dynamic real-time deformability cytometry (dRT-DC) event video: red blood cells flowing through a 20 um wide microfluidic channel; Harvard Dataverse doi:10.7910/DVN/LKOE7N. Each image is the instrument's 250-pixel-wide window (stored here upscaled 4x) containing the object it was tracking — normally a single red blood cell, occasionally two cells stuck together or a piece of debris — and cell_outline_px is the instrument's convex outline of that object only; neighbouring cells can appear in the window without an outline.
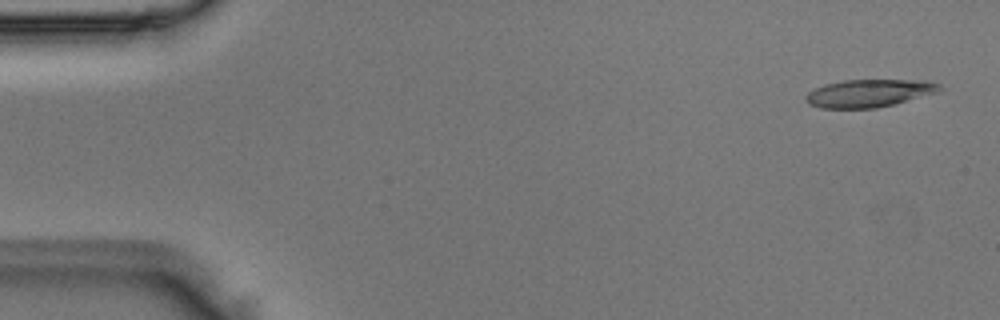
{"species": "Egyptian fruit bat (a non-hibernating species)", "species_latin": "Rousettus aegyptiacus", "temperature_condition": "room temperature", "stored_images_in_passage": 49, "camera_frame_rate_fps": 3000, "um_per_image_px": 0.085, "animal": {"sex": "male"}, "frame": {"image": 1, "passage_image": 2, "time_ms": 0.333, "image_size_px": [1000, 320], "cell_outline_px": [[944, 88], [940, 92], [876, 108], [820, 108], [808, 104], [804, 100], [804, 96], [808, 92], [824, 84], [844, 80], [928, 80], [940, 84]], "centroid_in_image_um": [73.88, 7.91], "position_along_channel_um": 11.1, "area_um2": 21.79}}
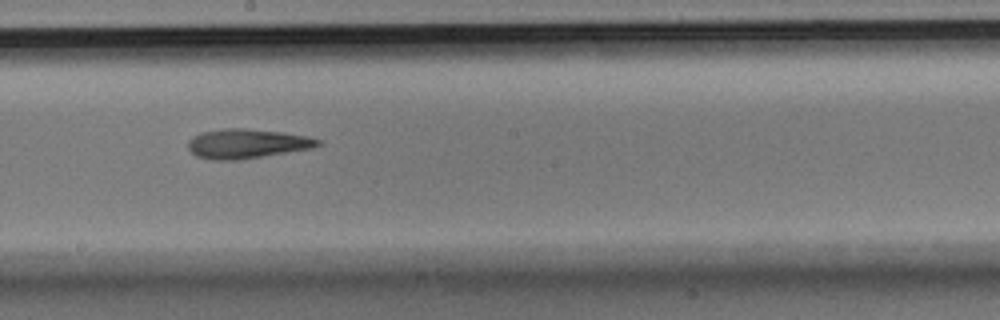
{"frame": {"image": 2, "passage_image": 27, "time_ms": 8.667, "image_size_px": [1000, 320], "cell_outline_px": [[324, 144], [312, 148], [236, 160], [212, 160], [196, 156], [188, 148], [188, 140], [192, 136], [200, 132], [224, 128], [244, 128], [284, 132], [324, 140]], "centroid_in_image_um": [20.98, 12.2], "position_along_channel_um": 227.2, "area_um2": 22.37}}
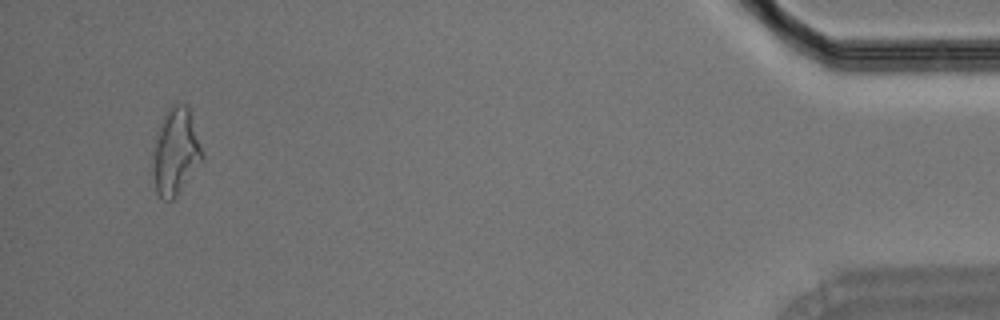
{"frame": {"image": 3, "passage_image": 47, "time_ms": 15.333, "image_size_px": [1000, 320], "cell_outline_px": [[204, 160], [176, 196], [172, 200], [164, 200], [156, 192], [152, 168], [152, 152], [160, 120], [168, 108], [172, 104], [188, 104], [204, 152]], "centroid_in_image_um": [14.94, 12.87], "position_along_channel_um": 420.3, "area_um2": 25.49}}